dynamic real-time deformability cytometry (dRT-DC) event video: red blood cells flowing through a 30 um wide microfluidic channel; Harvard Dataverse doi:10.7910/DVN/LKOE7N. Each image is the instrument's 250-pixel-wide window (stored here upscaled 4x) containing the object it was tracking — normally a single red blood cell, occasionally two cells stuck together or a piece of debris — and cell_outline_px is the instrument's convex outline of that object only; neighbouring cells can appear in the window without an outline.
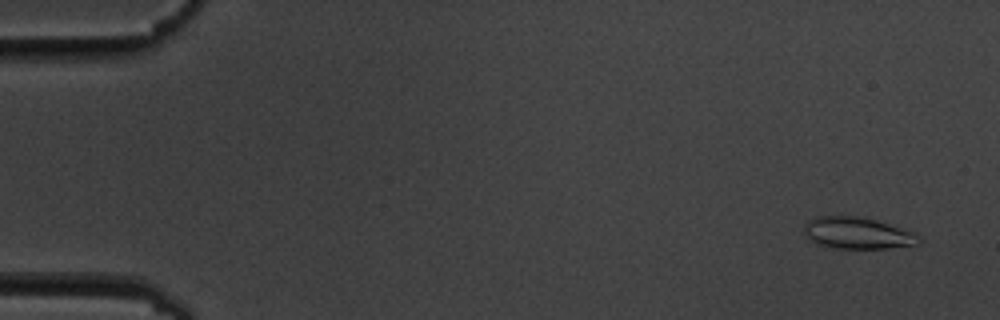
{"species": "common noctule bat (a hibernating species)", "species_latin": "Nyctalus noctula", "temperature_condition": "cold", "stored_images_in_passage": 11, "camera_frame_rate_fps": 3000, "um_per_image_px": 0.085, "animal": {"sex": "male", "body_mass_g": 19.5, "forearm_length_mm": 54.6}, "frame": {"image": 1, "passage_image": 1, "time_ms": 0.0, "image_size_px": [1000, 320], "cell_outline_px": [[920, 244], [888, 248], [832, 248], [816, 244], [804, 232], [804, 224], [808, 220], [816, 216], [864, 216], [912, 232], [920, 240]], "centroid_in_image_um": [72.83, 19.81], "position_along_channel_um": 12.2, "area_um2": 21.04}}
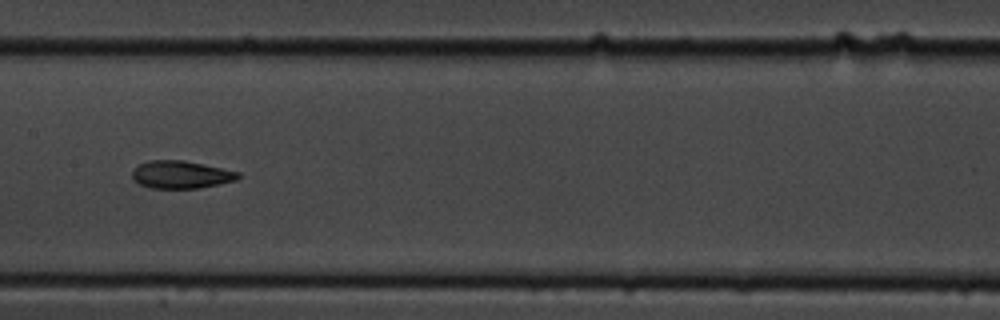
{"frame": {"image": 2, "passage_image": 8, "time_ms": 8.667, "image_size_px": [1000, 320], "cell_outline_px": [[240, 176], [236, 180], [220, 184], [200, 188], [152, 188], [140, 184], [132, 176], [132, 168], [148, 160], [184, 160], [240, 172]], "centroid_in_image_um": [15.38, 14.84], "position_along_channel_um": 192.0, "area_um2": 17.05}}
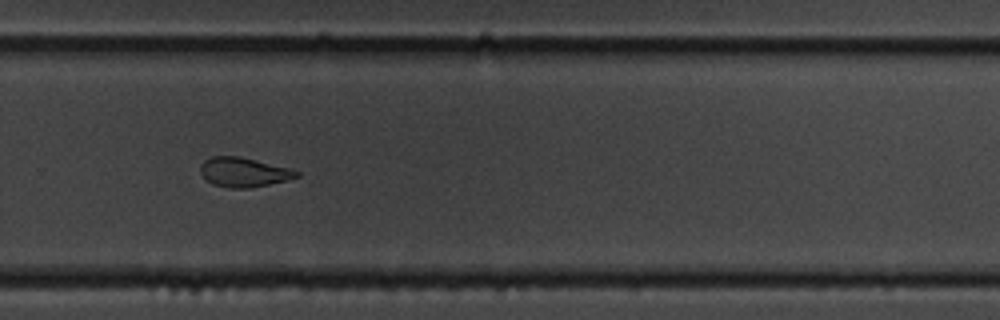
{"frame": {"image": 3, "passage_image": 11, "time_ms": 12.0, "image_size_px": [1000, 320], "cell_outline_px": [[300, 176], [288, 180], [252, 188], [228, 188], [212, 184], [200, 172], [200, 164], [204, 160], [212, 156], [240, 156], [292, 168], [300, 172]], "centroid_in_image_um": [20.75, 14.63], "position_along_channel_um": 309.0, "area_um2": 16.76}}